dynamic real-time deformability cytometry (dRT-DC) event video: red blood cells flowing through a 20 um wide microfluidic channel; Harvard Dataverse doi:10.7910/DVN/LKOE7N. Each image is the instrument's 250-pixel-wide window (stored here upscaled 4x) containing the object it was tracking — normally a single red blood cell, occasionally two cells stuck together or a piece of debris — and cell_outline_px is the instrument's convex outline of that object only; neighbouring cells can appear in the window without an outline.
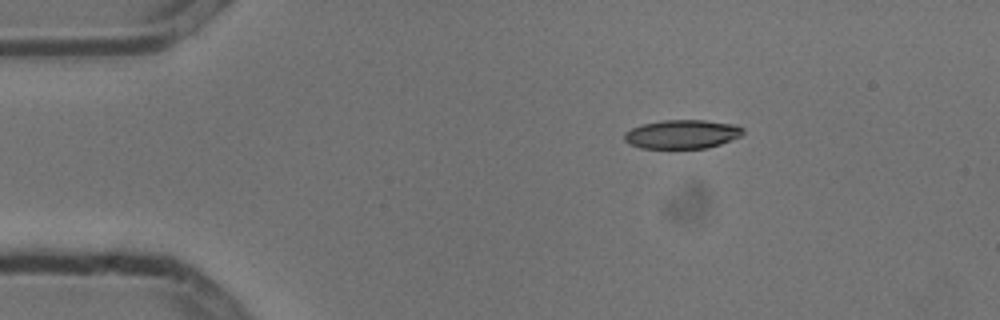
{"species": "common noctule bat (a hibernating species)", "species_latin": "Nyctalus noctula", "temperature_condition": "cold", "stored_images_in_passage": 3, "camera_frame_rate_fps": 3000, "um_per_image_px": 0.085, "animal": {"sex": "male", "body_mass_g": 13.3}, "frame": {"image": 1, "passage_image": 1, "time_ms": 0.0, "image_size_px": [1000, 320], "cell_outline_px": [[744, 132], [740, 136], [720, 144], [704, 148], [640, 148], [628, 144], [624, 140], [624, 132], [632, 128], [644, 124], [664, 120], [704, 120], [736, 124], [744, 128]], "centroid_in_image_um": [57.97, 11.4], "position_along_channel_um": 27.0, "area_um2": 19.94}}
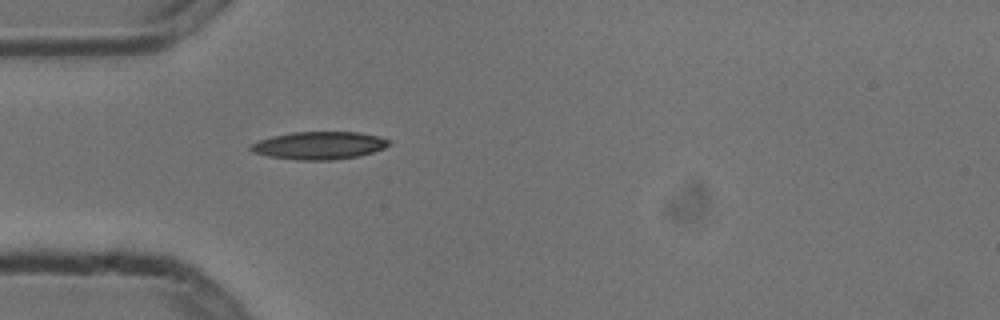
{"frame": {"image": 2, "passage_image": 3, "time_ms": 0.667, "image_size_px": [1000, 320], "cell_outline_px": [[392, 144], [384, 148], [372, 152], [356, 156], [336, 160], [296, 160], [268, 156], [252, 152], [248, 148], [248, 144], [272, 136], [292, 132], [360, 132], [380, 136], [388, 140]], "centroid_in_image_um": [27.1, 12.36], "position_along_channel_um": 57.9, "area_um2": 22.48}}